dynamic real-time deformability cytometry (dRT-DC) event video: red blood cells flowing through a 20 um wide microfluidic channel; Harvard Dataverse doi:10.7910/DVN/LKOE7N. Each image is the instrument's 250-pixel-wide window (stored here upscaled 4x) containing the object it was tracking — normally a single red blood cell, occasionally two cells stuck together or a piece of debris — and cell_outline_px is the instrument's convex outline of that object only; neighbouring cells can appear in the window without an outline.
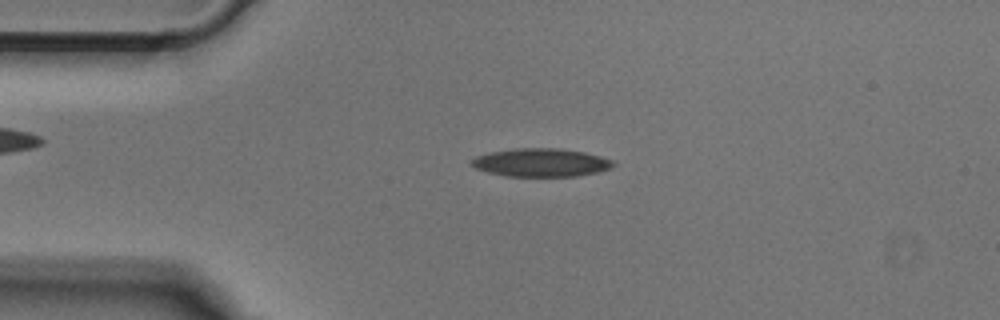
{"species": "Egyptian fruit bat (a non-hibernating species)", "species_latin": "Rousettus aegyptiacus", "temperature_condition": "cold", "stored_images_in_passage": 49, "camera_frame_rate_fps": 3000, "um_per_image_px": 0.085, "animal": {"sex": "male"}, "frame": {"image": 1, "passage_image": 10, "time_ms": 3.0, "image_size_px": [1000, 320], "cell_outline_px": [[616, 164], [612, 168], [596, 172], [576, 176], [508, 176], [488, 172], [476, 168], [468, 164], [476, 156], [492, 152], [516, 148], [560, 148], [584, 152], [600, 156], [612, 160]], "centroid_in_image_um": [46.0, 13.81], "position_along_channel_um": 39.0, "area_um2": 23.24}}
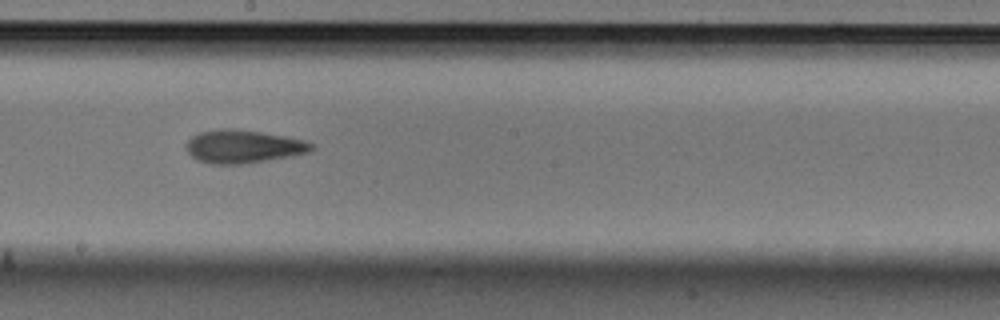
{"frame": {"image": 2, "passage_image": 26, "time_ms": 8.333, "image_size_px": [1000, 320], "cell_outline_px": [[316, 148], [312, 152], [292, 156], [244, 164], [212, 164], [196, 160], [184, 148], [184, 144], [192, 136], [200, 132], [220, 128], [224, 128], [260, 132], [284, 136], [304, 140], [312, 144]], "centroid_in_image_um": [20.67, 12.46], "position_along_channel_um": 227.5, "area_um2": 24.33}}
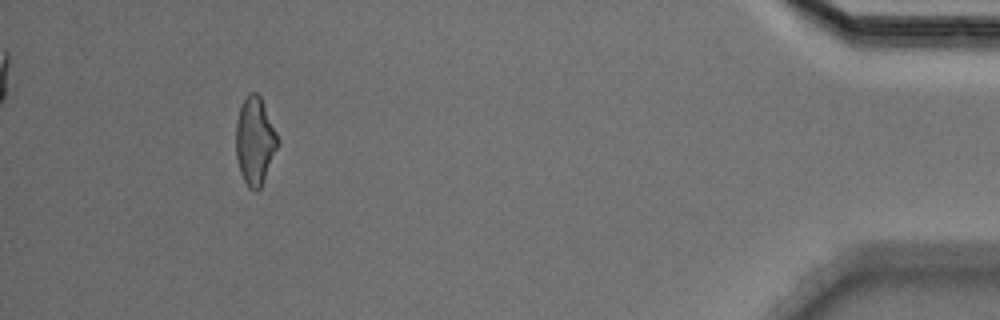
{"frame": {"image": 3, "passage_image": 45, "time_ms": 14.667, "image_size_px": [1000, 320], "cell_outline_px": [[280, 144], [260, 188], [256, 192], [248, 188], [240, 172], [236, 156], [236, 120], [240, 108], [248, 92], [256, 92], [260, 96], [280, 140]], "centroid_in_image_um": [21.68, 11.99], "position_along_channel_um": 413.5, "area_um2": 21.44}}